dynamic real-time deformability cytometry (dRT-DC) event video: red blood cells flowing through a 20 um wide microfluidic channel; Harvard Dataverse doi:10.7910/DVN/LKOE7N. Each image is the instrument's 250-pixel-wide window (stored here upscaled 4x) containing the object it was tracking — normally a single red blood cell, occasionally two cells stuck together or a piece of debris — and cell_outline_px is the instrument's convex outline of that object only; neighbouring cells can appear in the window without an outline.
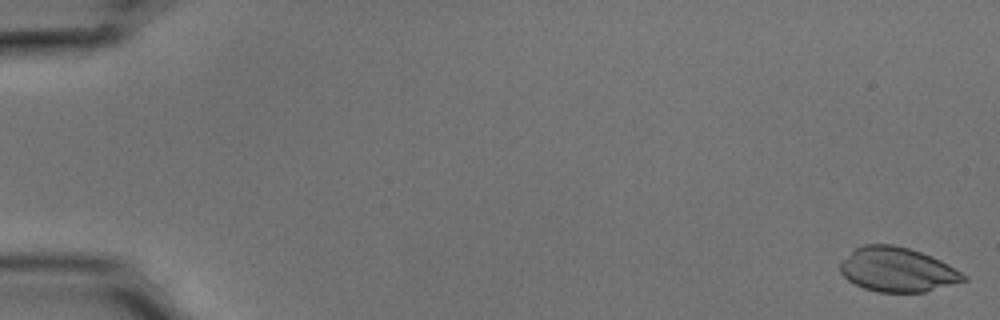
{"species": "common noctule bat (a hibernating species)", "species_latin": "Nyctalus noctula", "temperature_condition": "cold", "stored_images_in_passage": 17, "camera_frame_rate_fps": 3000, "um_per_image_px": 0.085, "animal": {"sex": "male", "body_mass_g": 15.6}, "frame": {"image": 1, "passage_image": 1, "time_ms": 0.0, "image_size_px": [1000, 320], "cell_outline_px": [[968, 280], [924, 292], [876, 292], [864, 288], [848, 280], [840, 272], [840, 264], [856, 248], [864, 244], [892, 244], [908, 248], [932, 256], [948, 264], [968, 276]], "centroid_in_image_um": [76.31, 22.92], "position_along_channel_um": 8.7, "area_um2": 31.73}}
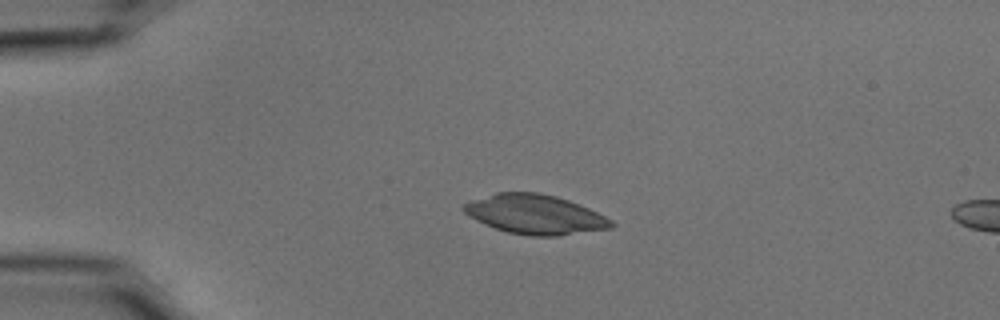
{"frame": {"image": 2, "passage_image": 13, "time_ms": 4.0, "image_size_px": [1000, 320], "cell_outline_px": [[616, 224], [612, 228], [556, 236], [532, 236], [508, 232], [484, 224], [468, 216], [460, 208], [464, 204], [472, 200], [496, 192], [540, 192], [556, 196], [580, 204], [612, 220]], "centroid_in_image_um": [45.47, 18.22], "position_along_channel_um": 39.5, "area_um2": 33.93}}